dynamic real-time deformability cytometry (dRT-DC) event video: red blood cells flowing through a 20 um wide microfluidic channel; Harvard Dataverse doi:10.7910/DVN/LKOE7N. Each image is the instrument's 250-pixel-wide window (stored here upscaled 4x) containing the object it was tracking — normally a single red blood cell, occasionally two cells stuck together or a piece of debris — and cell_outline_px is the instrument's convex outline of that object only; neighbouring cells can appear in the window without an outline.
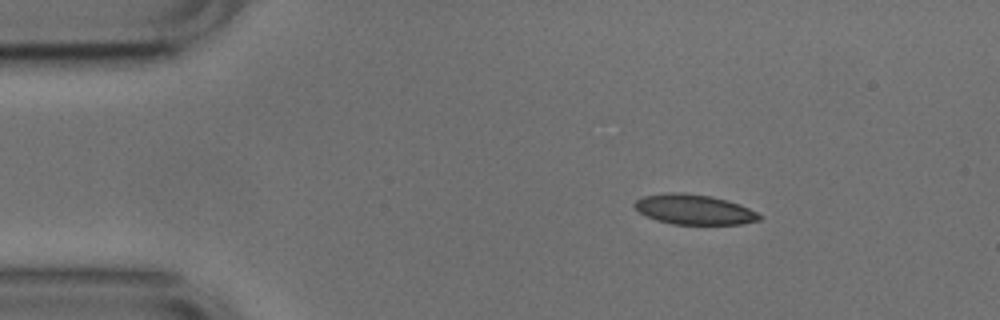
{"species": "common noctule bat (a hibernating species)", "species_latin": "Nyctalus noctula", "temperature_condition": "cold", "stored_images_in_passage": 46, "camera_frame_rate_fps": 3000, "um_per_image_px": 0.085, "animal": {"sex": "male", "body_mass_g": 17.9, "forearm_length_mm": 54.2}, "frame": {"image": 1, "passage_image": 1, "time_ms": 0.0, "image_size_px": [1000, 320], "cell_outline_px": [[764, 216], [760, 220], [740, 224], [672, 224], [656, 220], [640, 212], [632, 204], [636, 200], [644, 196], [672, 192], [676, 192], [712, 196], [728, 200], [740, 204]], "centroid_in_image_um": [59.03, 17.81], "position_along_channel_um": 26.0, "area_um2": 21.73}}
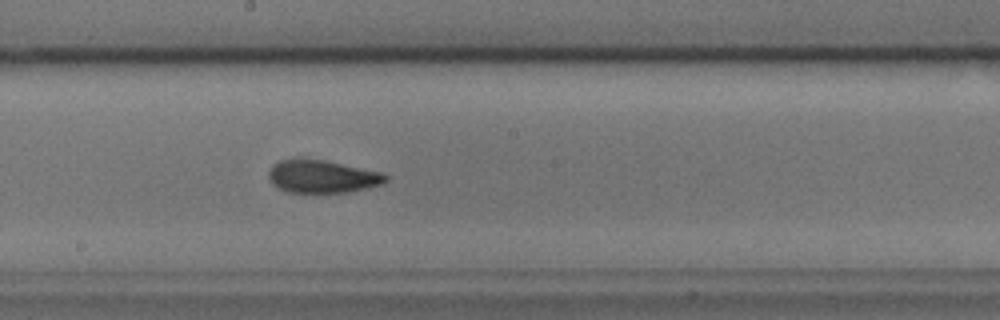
{"frame": {"image": 2, "passage_image": 21, "time_ms": 6.667, "image_size_px": [1000, 320], "cell_outline_px": [[388, 180], [384, 184], [348, 192], [288, 192], [276, 188], [272, 184], [268, 176], [268, 172], [272, 164], [280, 160], [296, 156], [304, 156], [384, 172], [388, 176]], "centroid_in_image_um": [27.36, 14.96], "position_along_channel_um": 220.8, "area_um2": 23.12}}
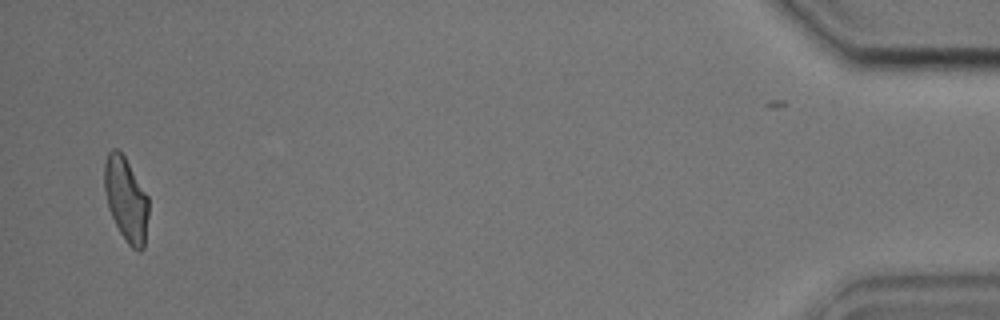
{"frame": {"image": 3, "passage_image": 44, "time_ms": 14.333, "image_size_px": [1000, 320], "cell_outline_px": [[148, 216], [144, 248], [140, 252], [132, 248], [128, 244], [120, 232], [108, 208], [104, 188], [104, 164], [108, 152], [112, 148], [116, 148], [124, 156], [148, 196]], "centroid_in_image_um": [10.71, 16.95], "position_along_channel_um": 424.5, "area_um2": 21.56}, "authors_computed_cell_mechanics": {"area_um2": 21.9929, "velocity_mm_per_s": 3.7784, "shape_relaxation_time_tau1_ms": 5.3012, "shape_relaxation_time_tau2_ms": 1.7437, "deformation_change_tau1": 0.1535, "deformation_change_tau2": 0.0752}}